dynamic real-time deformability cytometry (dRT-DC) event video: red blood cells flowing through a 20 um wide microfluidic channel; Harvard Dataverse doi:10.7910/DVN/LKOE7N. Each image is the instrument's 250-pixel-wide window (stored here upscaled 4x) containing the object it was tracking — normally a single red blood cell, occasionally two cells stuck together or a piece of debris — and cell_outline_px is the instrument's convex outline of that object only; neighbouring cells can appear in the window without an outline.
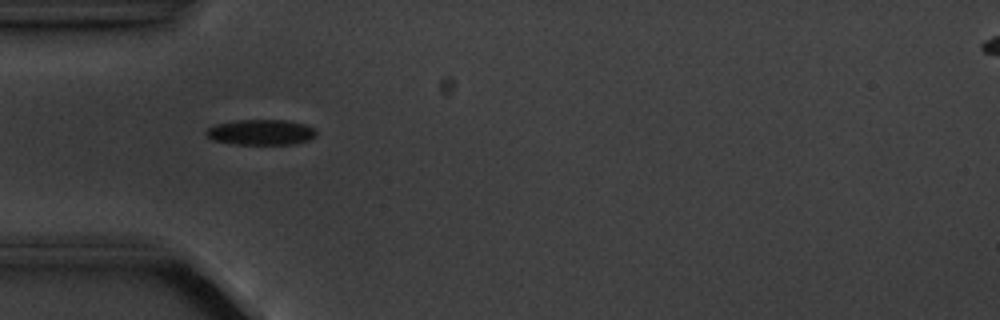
{"species": "common noctule bat (a hibernating species)", "species_latin": "Nyctalus noctula", "temperature_condition": "cold", "stored_images_in_passage": 2, "camera_frame_rate_fps": 3000, "um_per_image_px": 0.085, "animal": {"sex": "male", "body_mass_g": 20.1, "forearm_length_mm": 53.5}, "frame": {"image": 1, "passage_image": 1, "time_ms": 0.0, "image_size_px": [1000, 320], "cell_outline_px": [[316, 136], [308, 140], [296, 144], [236, 144], [212, 140], [204, 132], [208, 128], [216, 124], [236, 120], [284, 120], [304, 124], [312, 128], [316, 132]], "centroid_in_image_um": [22.16, 11.24], "position_along_channel_um": 62.8, "area_um2": 16.24}}